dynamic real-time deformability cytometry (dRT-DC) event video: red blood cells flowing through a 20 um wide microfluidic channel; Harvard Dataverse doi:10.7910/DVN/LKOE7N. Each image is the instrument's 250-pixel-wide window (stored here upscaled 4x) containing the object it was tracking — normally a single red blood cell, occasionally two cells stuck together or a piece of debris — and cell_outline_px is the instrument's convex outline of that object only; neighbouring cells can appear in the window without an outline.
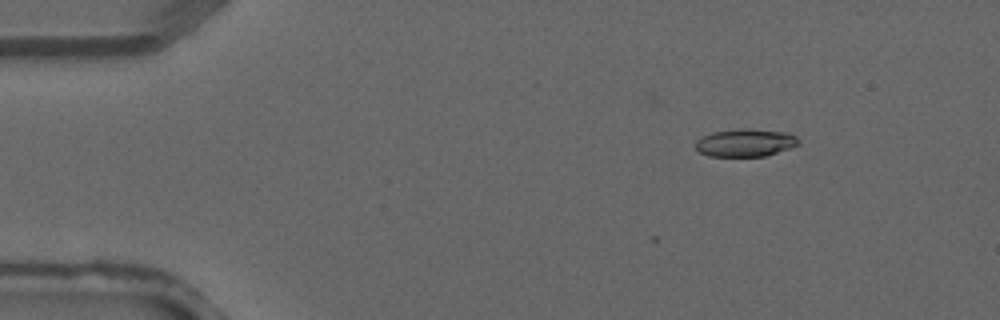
{"species": "common noctule bat (a hibernating species)", "species_latin": "Nyctalus noctula", "temperature_condition": "warm", "stored_images_in_passage": 3, "camera_frame_rate_fps": 3000, "um_per_image_px": 0.085, "animal": {"sex": "male", "forearm_length_mm": 52.5}, "frame": {"image": 1, "passage_image": 1, "time_ms": 0.0, "image_size_px": [1000, 320], "cell_outline_px": [[800, 144], [764, 156], [708, 156], [700, 152], [696, 148], [696, 140], [712, 132], [744, 128], [748, 128], [788, 132], [796, 136], [800, 140]], "centroid_in_image_um": [63.37, 12.12], "position_along_channel_um": 21.6, "area_um2": 16.59}}